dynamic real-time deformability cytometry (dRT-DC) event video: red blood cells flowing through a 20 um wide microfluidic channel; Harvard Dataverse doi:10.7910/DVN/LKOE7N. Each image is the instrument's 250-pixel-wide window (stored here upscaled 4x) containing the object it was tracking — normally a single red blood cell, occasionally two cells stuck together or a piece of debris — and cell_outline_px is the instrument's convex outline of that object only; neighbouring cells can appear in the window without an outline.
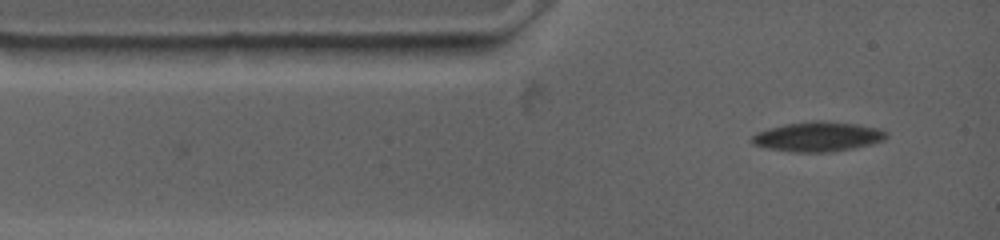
{"species": "common noctule bat (a hibernating species)", "species_latin": "Nyctalus noctula", "temperature_condition": "warm", "stored_images_in_passage": 2, "camera_frame_rate_fps": 4500, "um_per_image_px": 0.085, "animal": {"sex": "female", "body_mass_g": 19.0, "forearm_length_mm": 53.3}, "frame": {"image": 1, "passage_image": 2, "time_ms": 0.889, "image_size_px": [1000, 240], "cell_outline_px": [[888, 136], [884, 140], [872, 144], [856, 148], [832, 152], [792, 152], [764, 148], [752, 144], [752, 136], [756, 132], [768, 128], [784, 124], [812, 120], [820, 120], [856, 124], [876, 128], [888, 132]], "centroid_in_image_um": [69.5, 11.62], "position_along_channel_um": 15.5, "area_um2": 23.58}}